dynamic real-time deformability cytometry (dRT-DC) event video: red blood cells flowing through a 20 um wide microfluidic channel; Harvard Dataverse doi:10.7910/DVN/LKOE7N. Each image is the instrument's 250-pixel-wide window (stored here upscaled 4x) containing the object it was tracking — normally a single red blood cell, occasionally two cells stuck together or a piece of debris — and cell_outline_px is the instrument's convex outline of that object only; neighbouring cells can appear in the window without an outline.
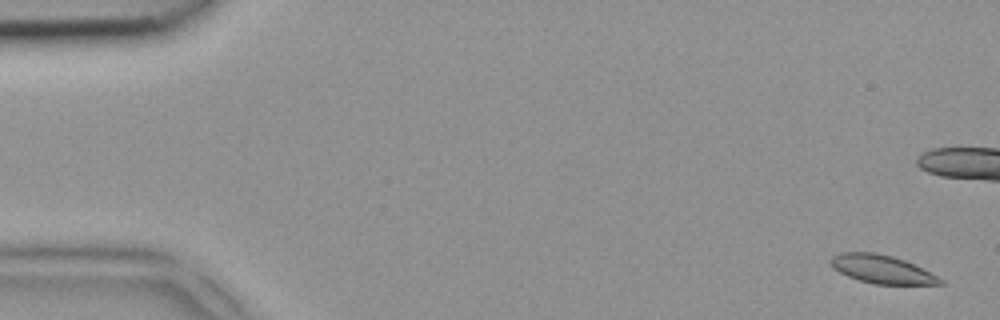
{"species": "common noctule bat (a hibernating species)", "species_latin": "Nyctalus noctula", "temperature_condition": "room temperature", "stored_images_in_passage": 6, "camera_frame_rate_fps": 3000, "um_per_image_px": 0.085, "animal": {"sex": "female", "body_mass_g": 18.4}, "frame": {"image": 1, "passage_image": 1, "time_ms": 0.0, "image_size_px": [1000, 320], "cell_outline_px": [[944, 284], [872, 284], [848, 276], [840, 272], [828, 260], [832, 256], [840, 252], [876, 252], [892, 256], [904, 260], [944, 280]], "centroid_in_image_um": [74.92, 22.87], "position_along_channel_um": 10.1, "area_um2": 17.74}}